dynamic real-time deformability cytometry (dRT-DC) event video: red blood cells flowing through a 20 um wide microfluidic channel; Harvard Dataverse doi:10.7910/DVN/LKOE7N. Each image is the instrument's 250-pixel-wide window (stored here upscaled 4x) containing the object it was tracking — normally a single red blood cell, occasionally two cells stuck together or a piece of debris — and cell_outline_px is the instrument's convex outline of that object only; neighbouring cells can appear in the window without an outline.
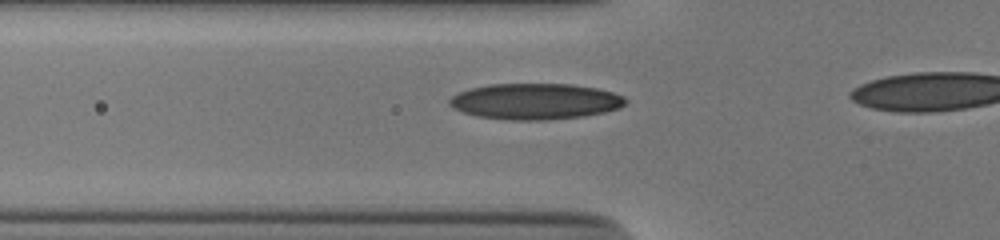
{"species": "human", "species_latin": "Homo sapiens", "temperature_condition": "cold", "stored_images_in_passage": 22, "camera_frame_rate_fps": 3000, "um_per_image_px": 0.085, "donor": {"sex": "male"}, "frame": {"image": 1, "passage_image": 7, "time_ms": 2.0, "image_size_px": [1000, 240], "cell_outline_px": [[628, 100], [620, 108], [604, 112], [584, 116], [548, 120], [512, 120], [476, 116], [452, 108], [448, 104], [448, 100], [452, 96], [460, 92], [472, 88], [488, 84], [572, 84], [596, 88], [612, 92], [624, 96]], "centroid_in_image_um": [45.5, 8.62], "position_along_channel_um": 80.3, "area_um2": 36.99}}
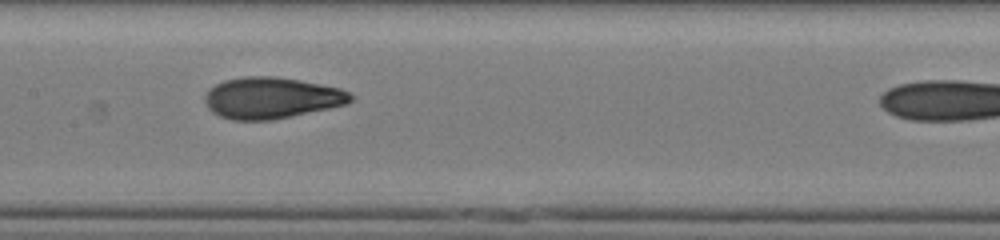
{"frame": {"image": 2, "passage_image": 15, "time_ms": 4.667, "image_size_px": [1000, 240], "cell_outline_px": [[356, 96], [348, 104], [272, 120], [232, 120], [220, 116], [212, 112], [208, 108], [204, 100], [204, 96], [208, 88], [224, 80], [244, 76], [276, 76], [300, 80], [340, 88], [352, 92]], "centroid_in_image_um": [23.08, 8.31], "position_along_channel_um": 184.3, "area_um2": 35.43}}
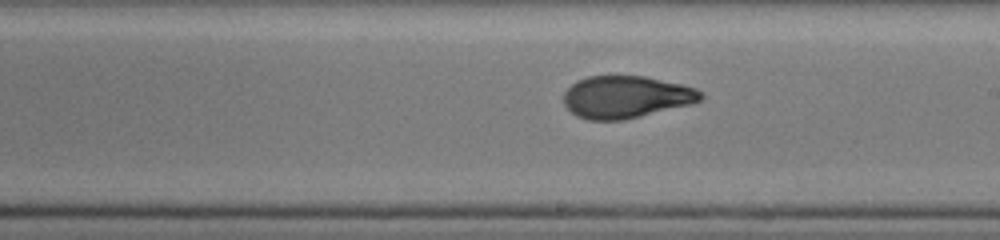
{"frame": {"image": 3, "passage_image": 19, "time_ms": 6.0, "image_size_px": [1000, 240], "cell_outline_px": [[704, 96], [700, 100], [692, 104], [624, 120], [588, 120], [576, 116], [564, 104], [564, 92], [576, 80], [588, 76], [644, 76], [680, 84], [696, 88], [704, 92]], "centroid_in_image_um": [53.22, 8.24], "position_along_channel_um": 235.8, "area_um2": 33.81}}